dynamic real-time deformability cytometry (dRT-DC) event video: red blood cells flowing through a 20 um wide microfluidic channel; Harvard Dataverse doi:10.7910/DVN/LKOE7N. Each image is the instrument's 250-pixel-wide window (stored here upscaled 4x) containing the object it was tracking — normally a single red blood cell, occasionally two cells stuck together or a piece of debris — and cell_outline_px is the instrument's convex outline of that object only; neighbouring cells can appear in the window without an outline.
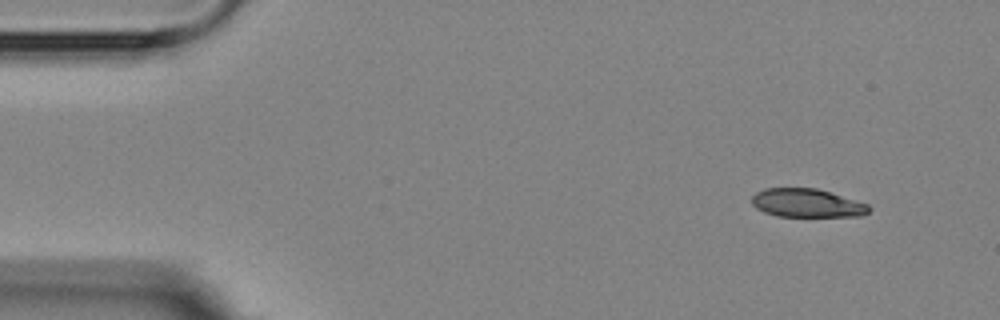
{"species": "Egyptian fruit bat (a non-hibernating species)", "species_latin": "Rousettus aegyptiacus", "temperature_condition": "room temperature", "stored_images_in_passage": 4, "camera_frame_rate_fps": 3000, "um_per_image_px": 0.085, "animal": {"sex": "female"}, "frame": {"image": 1, "passage_image": 1, "time_ms": 0.0, "image_size_px": [1000, 320], "cell_outline_px": [[872, 208], [868, 212], [860, 216], [776, 216], [764, 212], [756, 208], [752, 204], [752, 196], [756, 192], [764, 188], [816, 188], [868, 204]], "centroid_in_image_um": [68.56, 17.26], "position_along_channel_um": 16.4, "area_um2": 19.36}}
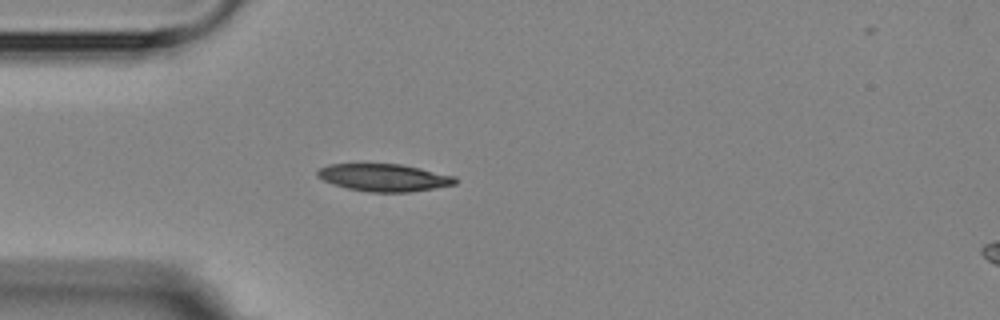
{"frame": {"image": 2, "passage_image": 4, "time_ms": 3.333, "image_size_px": [1000, 320], "cell_outline_px": [[456, 184], [408, 192], [368, 192], [348, 188], [332, 184], [316, 176], [316, 172], [320, 168], [328, 164], [400, 164], [420, 168], [456, 176]], "centroid_in_image_um": [32.62, 15.09], "position_along_channel_um": 52.4, "area_um2": 21.91}}